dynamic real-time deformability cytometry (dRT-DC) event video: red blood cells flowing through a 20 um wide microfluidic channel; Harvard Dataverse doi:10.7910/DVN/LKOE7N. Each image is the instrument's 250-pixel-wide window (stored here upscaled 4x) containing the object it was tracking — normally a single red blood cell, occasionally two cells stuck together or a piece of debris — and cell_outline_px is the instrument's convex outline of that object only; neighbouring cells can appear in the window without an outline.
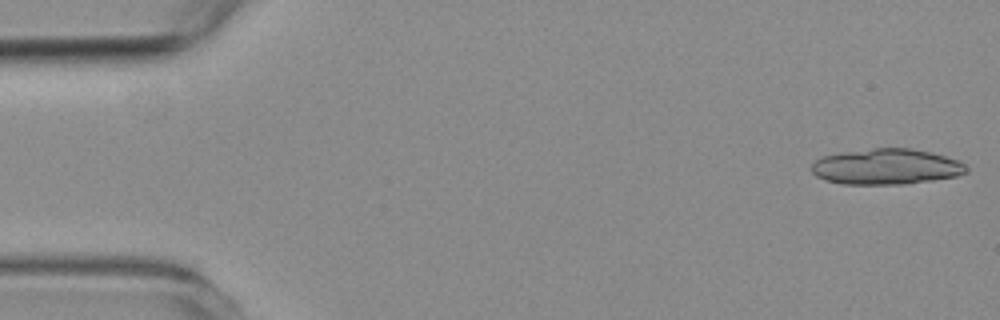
{"species": "common noctule bat (a hibernating species)", "species_latin": "Nyctalus noctula", "temperature_condition": "room temperature", "stored_images_in_passage": 24, "camera_frame_rate_fps": 3000, "um_per_image_px": 0.085, "animal": {"sex": "female", "body_mass_g": 19.3, "forearm_length_mm": 54.1}, "frame": {"image": 1, "passage_image": 1, "time_ms": 0.0, "image_size_px": [1000, 320], "cell_outline_px": [[968, 172], [956, 176], [932, 180], [904, 184], [840, 184], [824, 180], [816, 176], [812, 172], [812, 164], [820, 156], [840, 152], [872, 148], [912, 148], [932, 152], [956, 160], [964, 164], [968, 168]], "centroid_in_image_um": [75.3, 14.16], "position_along_channel_um": 9.7, "area_um2": 32.37}}